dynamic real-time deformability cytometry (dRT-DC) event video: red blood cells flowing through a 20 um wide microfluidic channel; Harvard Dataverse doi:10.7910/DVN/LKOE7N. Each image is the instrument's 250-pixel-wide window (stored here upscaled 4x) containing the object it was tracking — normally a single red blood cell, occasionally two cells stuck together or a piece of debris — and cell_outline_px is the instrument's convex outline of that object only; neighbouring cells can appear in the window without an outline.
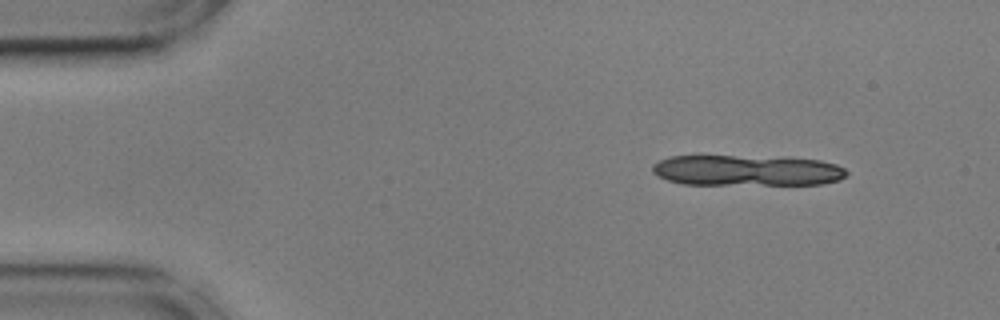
{"species": "common noctule bat (a hibernating species)", "species_latin": "Nyctalus noctula", "temperature_condition": "cold", "stored_images_in_passage": 8, "camera_frame_rate_fps": 3000, "um_per_image_px": 0.085, "animal": {"sex": "male", "body_mass_g": 17.9, "forearm_length_mm": 54.2}, "frame": {"image": 1, "passage_image": 2, "time_ms": 0.333, "image_size_px": [1000, 320], "cell_outline_px": [[848, 176], [840, 180], [820, 184], [684, 184], [668, 180], [652, 172], [652, 164], [668, 156], [732, 156], [820, 160], [836, 164], [844, 168], [848, 172]], "centroid_in_image_um": [63.48, 14.49], "position_along_channel_um": 21.5, "area_um2": 34.45}}